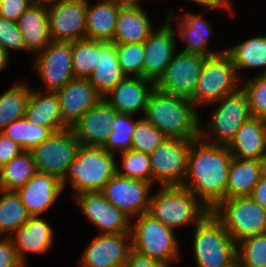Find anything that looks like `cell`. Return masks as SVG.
Segmentation results:
<instances>
[{
	"label": "cell",
	"instance_id": "cell-54",
	"mask_svg": "<svg viewBox=\"0 0 266 267\" xmlns=\"http://www.w3.org/2000/svg\"><path fill=\"white\" fill-rule=\"evenodd\" d=\"M229 267H242L238 261L234 262L232 265Z\"/></svg>",
	"mask_w": 266,
	"mask_h": 267
},
{
	"label": "cell",
	"instance_id": "cell-28",
	"mask_svg": "<svg viewBox=\"0 0 266 267\" xmlns=\"http://www.w3.org/2000/svg\"><path fill=\"white\" fill-rule=\"evenodd\" d=\"M147 14L142 4L122 6L112 42L115 44L143 43L154 30Z\"/></svg>",
	"mask_w": 266,
	"mask_h": 267
},
{
	"label": "cell",
	"instance_id": "cell-33",
	"mask_svg": "<svg viewBox=\"0 0 266 267\" xmlns=\"http://www.w3.org/2000/svg\"><path fill=\"white\" fill-rule=\"evenodd\" d=\"M37 173L31 151H22L0 167V188L17 191Z\"/></svg>",
	"mask_w": 266,
	"mask_h": 267
},
{
	"label": "cell",
	"instance_id": "cell-26",
	"mask_svg": "<svg viewBox=\"0 0 266 267\" xmlns=\"http://www.w3.org/2000/svg\"><path fill=\"white\" fill-rule=\"evenodd\" d=\"M16 23L25 43V51L37 54L52 42L46 2L35 1L32 3Z\"/></svg>",
	"mask_w": 266,
	"mask_h": 267
},
{
	"label": "cell",
	"instance_id": "cell-16",
	"mask_svg": "<svg viewBox=\"0 0 266 267\" xmlns=\"http://www.w3.org/2000/svg\"><path fill=\"white\" fill-rule=\"evenodd\" d=\"M74 197L75 204L85 217L100 229L101 234L131 233V218L100 192H84Z\"/></svg>",
	"mask_w": 266,
	"mask_h": 267
},
{
	"label": "cell",
	"instance_id": "cell-9",
	"mask_svg": "<svg viewBox=\"0 0 266 267\" xmlns=\"http://www.w3.org/2000/svg\"><path fill=\"white\" fill-rule=\"evenodd\" d=\"M215 103H218V106L213 111L209 123L205 125L207 130L203 132L205 128L200 127V137L206 136L209 139L212 136L214 138H211L213 140L209 143L228 145L240 126L252 116L248 97L240 87L237 92L224 96Z\"/></svg>",
	"mask_w": 266,
	"mask_h": 267
},
{
	"label": "cell",
	"instance_id": "cell-11",
	"mask_svg": "<svg viewBox=\"0 0 266 267\" xmlns=\"http://www.w3.org/2000/svg\"><path fill=\"white\" fill-rule=\"evenodd\" d=\"M79 146L71 128L53 133L31 150L37 172L52 174L62 180L76 158Z\"/></svg>",
	"mask_w": 266,
	"mask_h": 267
},
{
	"label": "cell",
	"instance_id": "cell-44",
	"mask_svg": "<svg viewBox=\"0 0 266 267\" xmlns=\"http://www.w3.org/2000/svg\"><path fill=\"white\" fill-rule=\"evenodd\" d=\"M0 45L8 54L12 50H24L25 43L17 23L0 16Z\"/></svg>",
	"mask_w": 266,
	"mask_h": 267
},
{
	"label": "cell",
	"instance_id": "cell-55",
	"mask_svg": "<svg viewBox=\"0 0 266 267\" xmlns=\"http://www.w3.org/2000/svg\"><path fill=\"white\" fill-rule=\"evenodd\" d=\"M34 1H38V2H46V1H49V0H34Z\"/></svg>",
	"mask_w": 266,
	"mask_h": 267
},
{
	"label": "cell",
	"instance_id": "cell-52",
	"mask_svg": "<svg viewBox=\"0 0 266 267\" xmlns=\"http://www.w3.org/2000/svg\"><path fill=\"white\" fill-rule=\"evenodd\" d=\"M110 1L116 4H120L122 6H135V5H140L141 3L139 2L140 0H106Z\"/></svg>",
	"mask_w": 266,
	"mask_h": 267
},
{
	"label": "cell",
	"instance_id": "cell-27",
	"mask_svg": "<svg viewBox=\"0 0 266 267\" xmlns=\"http://www.w3.org/2000/svg\"><path fill=\"white\" fill-rule=\"evenodd\" d=\"M232 157L260 160L266 153V120L251 116L227 145Z\"/></svg>",
	"mask_w": 266,
	"mask_h": 267
},
{
	"label": "cell",
	"instance_id": "cell-32",
	"mask_svg": "<svg viewBox=\"0 0 266 267\" xmlns=\"http://www.w3.org/2000/svg\"><path fill=\"white\" fill-rule=\"evenodd\" d=\"M226 52L232 57L233 65L241 81L243 79L238 72L240 69L264 67L259 74H266V35L236 44L226 49Z\"/></svg>",
	"mask_w": 266,
	"mask_h": 267
},
{
	"label": "cell",
	"instance_id": "cell-23",
	"mask_svg": "<svg viewBox=\"0 0 266 267\" xmlns=\"http://www.w3.org/2000/svg\"><path fill=\"white\" fill-rule=\"evenodd\" d=\"M54 230L40 216H30L28 221L19 226L10 238L18 260L26 266V252L43 254L54 244Z\"/></svg>",
	"mask_w": 266,
	"mask_h": 267
},
{
	"label": "cell",
	"instance_id": "cell-51",
	"mask_svg": "<svg viewBox=\"0 0 266 267\" xmlns=\"http://www.w3.org/2000/svg\"><path fill=\"white\" fill-rule=\"evenodd\" d=\"M9 54L6 50L0 45V71L5 70L7 65H9Z\"/></svg>",
	"mask_w": 266,
	"mask_h": 267
},
{
	"label": "cell",
	"instance_id": "cell-34",
	"mask_svg": "<svg viewBox=\"0 0 266 267\" xmlns=\"http://www.w3.org/2000/svg\"><path fill=\"white\" fill-rule=\"evenodd\" d=\"M0 236L10 237L30 215L16 191L0 190Z\"/></svg>",
	"mask_w": 266,
	"mask_h": 267
},
{
	"label": "cell",
	"instance_id": "cell-36",
	"mask_svg": "<svg viewBox=\"0 0 266 267\" xmlns=\"http://www.w3.org/2000/svg\"><path fill=\"white\" fill-rule=\"evenodd\" d=\"M0 132L14 140L24 151H31L54 133L50 128L32 124L25 117L13 121Z\"/></svg>",
	"mask_w": 266,
	"mask_h": 267
},
{
	"label": "cell",
	"instance_id": "cell-20",
	"mask_svg": "<svg viewBox=\"0 0 266 267\" xmlns=\"http://www.w3.org/2000/svg\"><path fill=\"white\" fill-rule=\"evenodd\" d=\"M116 110L102 99L71 127L80 145L102 147L114 124Z\"/></svg>",
	"mask_w": 266,
	"mask_h": 267
},
{
	"label": "cell",
	"instance_id": "cell-42",
	"mask_svg": "<svg viewBox=\"0 0 266 267\" xmlns=\"http://www.w3.org/2000/svg\"><path fill=\"white\" fill-rule=\"evenodd\" d=\"M117 59L123 73L128 77H143V43L116 44Z\"/></svg>",
	"mask_w": 266,
	"mask_h": 267
},
{
	"label": "cell",
	"instance_id": "cell-45",
	"mask_svg": "<svg viewBox=\"0 0 266 267\" xmlns=\"http://www.w3.org/2000/svg\"><path fill=\"white\" fill-rule=\"evenodd\" d=\"M34 0H0V16L16 22Z\"/></svg>",
	"mask_w": 266,
	"mask_h": 267
},
{
	"label": "cell",
	"instance_id": "cell-39",
	"mask_svg": "<svg viewBox=\"0 0 266 267\" xmlns=\"http://www.w3.org/2000/svg\"><path fill=\"white\" fill-rule=\"evenodd\" d=\"M75 78H88L96 68V40L80 39L71 42Z\"/></svg>",
	"mask_w": 266,
	"mask_h": 267
},
{
	"label": "cell",
	"instance_id": "cell-22",
	"mask_svg": "<svg viewBox=\"0 0 266 267\" xmlns=\"http://www.w3.org/2000/svg\"><path fill=\"white\" fill-rule=\"evenodd\" d=\"M61 180L52 174L37 172L16 192L30 216H40L48 210L63 191Z\"/></svg>",
	"mask_w": 266,
	"mask_h": 267
},
{
	"label": "cell",
	"instance_id": "cell-4",
	"mask_svg": "<svg viewBox=\"0 0 266 267\" xmlns=\"http://www.w3.org/2000/svg\"><path fill=\"white\" fill-rule=\"evenodd\" d=\"M114 156L115 154L102 147L80 145L76 158L70 163L65 177L61 180L63 188L70 177L75 195L100 192L116 174Z\"/></svg>",
	"mask_w": 266,
	"mask_h": 267
},
{
	"label": "cell",
	"instance_id": "cell-24",
	"mask_svg": "<svg viewBox=\"0 0 266 267\" xmlns=\"http://www.w3.org/2000/svg\"><path fill=\"white\" fill-rule=\"evenodd\" d=\"M173 14V11L168 12L166 19L171 24L177 20L176 23H178L179 30H177L178 33L176 32V34L187 44L181 51L205 57L220 53V51L215 52L207 48L209 36L212 34V27L205 18H202V15L185 12L184 15L175 17V14Z\"/></svg>",
	"mask_w": 266,
	"mask_h": 267
},
{
	"label": "cell",
	"instance_id": "cell-8",
	"mask_svg": "<svg viewBox=\"0 0 266 267\" xmlns=\"http://www.w3.org/2000/svg\"><path fill=\"white\" fill-rule=\"evenodd\" d=\"M212 213L236 244L246 237L266 233V210L249 196L224 199Z\"/></svg>",
	"mask_w": 266,
	"mask_h": 267
},
{
	"label": "cell",
	"instance_id": "cell-41",
	"mask_svg": "<svg viewBox=\"0 0 266 267\" xmlns=\"http://www.w3.org/2000/svg\"><path fill=\"white\" fill-rule=\"evenodd\" d=\"M167 137L144 117L137 119L131 150L151 154Z\"/></svg>",
	"mask_w": 266,
	"mask_h": 267
},
{
	"label": "cell",
	"instance_id": "cell-30",
	"mask_svg": "<svg viewBox=\"0 0 266 267\" xmlns=\"http://www.w3.org/2000/svg\"><path fill=\"white\" fill-rule=\"evenodd\" d=\"M122 5L102 0L97 4L87 3L86 38L96 41H112L116 22Z\"/></svg>",
	"mask_w": 266,
	"mask_h": 267
},
{
	"label": "cell",
	"instance_id": "cell-1",
	"mask_svg": "<svg viewBox=\"0 0 266 267\" xmlns=\"http://www.w3.org/2000/svg\"><path fill=\"white\" fill-rule=\"evenodd\" d=\"M232 158L227 145L209 143L201 137L192 140L181 186L188 188L212 212L226 199Z\"/></svg>",
	"mask_w": 266,
	"mask_h": 267
},
{
	"label": "cell",
	"instance_id": "cell-17",
	"mask_svg": "<svg viewBox=\"0 0 266 267\" xmlns=\"http://www.w3.org/2000/svg\"><path fill=\"white\" fill-rule=\"evenodd\" d=\"M96 237L86 247L80 266L123 267L132 251L131 233L100 234Z\"/></svg>",
	"mask_w": 266,
	"mask_h": 267
},
{
	"label": "cell",
	"instance_id": "cell-40",
	"mask_svg": "<svg viewBox=\"0 0 266 267\" xmlns=\"http://www.w3.org/2000/svg\"><path fill=\"white\" fill-rule=\"evenodd\" d=\"M237 261L242 267H266V233L256 234L239 241Z\"/></svg>",
	"mask_w": 266,
	"mask_h": 267
},
{
	"label": "cell",
	"instance_id": "cell-19",
	"mask_svg": "<svg viewBox=\"0 0 266 267\" xmlns=\"http://www.w3.org/2000/svg\"><path fill=\"white\" fill-rule=\"evenodd\" d=\"M56 93L59 98L62 122L68 128H71L85 112L103 99L87 78H74Z\"/></svg>",
	"mask_w": 266,
	"mask_h": 267
},
{
	"label": "cell",
	"instance_id": "cell-5",
	"mask_svg": "<svg viewBox=\"0 0 266 267\" xmlns=\"http://www.w3.org/2000/svg\"><path fill=\"white\" fill-rule=\"evenodd\" d=\"M193 232L197 267H229L237 261V244L211 211L194 226Z\"/></svg>",
	"mask_w": 266,
	"mask_h": 267
},
{
	"label": "cell",
	"instance_id": "cell-21",
	"mask_svg": "<svg viewBox=\"0 0 266 267\" xmlns=\"http://www.w3.org/2000/svg\"><path fill=\"white\" fill-rule=\"evenodd\" d=\"M154 88L151 80L126 76L103 99L119 113L136 115L139 111L143 117L148 97Z\"/></svg>",
	"mask_w": 266,
	"mask_h": 267
},
{
	"label": "cell",
	"instance_id": "cell-29",
	"mask_svg": "<svg viewBox=\"0 0 266 267\" xmlns=\"http://www.w3.org/2000/svg\"><path fill=\"white\" fill-rule=\"evenodd\" d=\"M32 124L50 128L54 133L67 129L62 122L59 98L56 92L31 90L25 116Z\"/></svg>",
	"mask_w": 266,
	"mask_h": 267
},
{
	"label": "cell",
	"instance_id": "cell-3",
	"mask_svg": "<svg viewBox=\"0 0 266 267\" xmlns=\"http://www.w3.org/2000/svg\"><path fill=\"white\" fill-rule=\"evenodd\" d=\"M151 195L148 213L166 227L196 226L210 210L188 189L181 185L161 186Z\"/></svg>",
	"mask_w": 266,
	"mask_h": 267
},
{
	"label": "cell",
	"instance_id": "cell-2",
	"mask_svg": "<svg viewBox=\"0 0 266 267\" xmlns=\"http://www.w3.org/2000/svg\"><path fill=\"white\" fill-rule=\"evenodd\" d=\"M195 105L187 98L166 94L154 88L144 118L167 138L194 140L200 137L201 121Z\"/></svg>",
	"mask_w": 266,
	"mask_h": 267
},
{
	"label": "cell",
	"instance_id": "cell-50",
	"mask_svg": "<svg viewBox=\"0 0 266 267\" xmlns=\"http://www.w3.org/2000/svg\"><path fill=\"white\" fill-rule=\"evenodd\" d=\"M190 1H193L196 4H200L202 6H206L208 7L209 10L215 8L221 9L223 7L233 15L231 0H190Z\"/></svg>",
	"mask_w": 266,
	"mask_h": 267
},
{
	"label": "cell",
	"instance_id": "cell-47",
	"mask_svg": "<svg viewBox=\"0 0 266 267\" xmlns=\"http://www.w3.org/2000/svg\"><path fill=\"white\" fill-rule=\"evenodd\" d=\"M24 151L14 140L0 132V167Z\"/></svg>",
	"mask_w": 266,
	"mask_h": 267
},
{
	"label": "cell",
	"instance_id": "cell-31",
	"mask_svg": "<svg viewBox=\"0 0 266 267\" xmlns=\"http://www.w3.org/2000/svg\"><path fill=\"white\" fill-rule=\"evenodd\" d=\"M261 177L260 160L233 157L229 166L226 199L249 196Z\"/></svg>",
	"mask_w": 266,
	"mask_h": 267
},
{
	"label": "cell",
	"instance_id": "cell-53",
	"mask_svg": "<svg viewBox=\"0 0 266 267\" xmlns=\"http://www.w3.org/2000/svg\"><path fill=\"white\" fill-rule=\"evenodd\" d=\"M260 164H261V175H262V178L266 179V153L260 159Z\"/></svg>",
	"mask_w": 266,
	"mask_h": 267
},
{
	"label": "cell",
	"instance_id": "cell-38",
	"mask_svg": "<svg viewBox=\"0 0 266 267\" xmlns=\"http://www.w3.org/2000/svg\"><path fill=\"white\" fill-rule=\"evenodd\" d=\"M121 166L116 162V174L126 178L140 179L152 183L149 154L128 150L121 152ZM120 167V168H119Z\"/></svg>",
	"mask_w": 266,
	"mask_h": 267
},
{
	"label": "cell",
	"instance_id": "cell-18",
	"mask_svg": "<svg viewBox=\"0 0 266 267\" xmlns=\"http://www.w3.org/2000/svg\"><path fill=\"white\" fill-rule=\"evenodd\" d=\"M143 42V78L156 82L175 55L176 41L173 25L168 21Z\"/></svg>",
	"mask_w": 266,
	"mask_h": 267
},
{
	"label": "cell",
	"instance_id": "cell-25",
	"mask_svg": "<svg viewBox=\"0 0 266 267\" xmlns=\"http://www.w3.org/2000/svg\"><path fill=\"white\" fill-rule=\"evenodd\" d=\"M125 77L117 59L116 44L96 41V68L87 78L90 85L104 97Z\"/></svg>",
	"mask_w": 266,
	"mask_h": 267
},
{
	"label": "cell",
	"instance_id": "cell-15",
	"mask_svg": "<svg viewBox=\"0 0 266 267\" xmlns=\"http://www.w3.org/2000/svg\"><path fill=\"white\" fill-rule=\"evenodd\" d=\"M34 70L46 86V91L56 92L75 78L71 42L52 41L37 53Z\"/></svg>",
	"mask_w": 266,
	"mask_h": 267
},
{
	"label": "cell",
	"instance_id": "cell-37",
	"mask_svg": "<svg viewBox=\"0 0 266 267\" xmlns=\"http://www.w3.org/2000/svg\"><path fill=\"white\" fill-rule=\"evenodd\" d=\"M134 115L119 113L116 111L114 124L111 126V133L102 146L110 153L124 152L131 149L132 136L135 130L136 121Z\"/></svg>",
	"mask_w": 266,
	"mask_h": 267
},
{
	"label": "cell",
	"instance_id": "cell-6",
	"mask_svg": "<svg viewBox=\"0 0 266 267\" xmlns=\"http://www.w3.org/2000/svg\"><path fill=\"white\" fill-rule=\"evenodd\" d=\"M131 225L132 250L142 256L153 258L166 267L179 260L178 240L173 229L166 227L148 212L136 216Z\"/></svg>",
	"mask_w": 266,
	"mask_h": 267
},
{
	"label": "cell",
	"instance_id": "cell-46",
	"mask_svg": "<svg viewBox=\"0 0 266 267\" xmlns=\"http://www.w3.org/2000/svg\"><path fill=\"white\" fill-rule=\"evenodd\" d=\"M0 267H24L18 260L10 237L0 236Z\"/></svg>",
	"mask_w": 266,
	"mask_h": 267
},
{
	"label": "cell",
	"instance_id": "cell-14",
	"mask_svg": "<svg viewBox=\"0 0 266 267\" xmlns=\"http://www.w3.org/2000/svg\"><path fill=\"white\" fill-rule=\"evenodd\" d=\"M152 183L115 174L100 193L131 220L148 212Z\"/></svg>",
	"mask_w": 266,
	"mask_h": 267
},
{
	"label": "cell",
	"instance_id": "cell-10",
	"mask_svg": "<svg viewBox=\"0 0 266 267\" xmlns=\"http://www.w3.org/2000/svg\"><path fill=\"white\" fill-rule=\"evenodd\" d=\"M192 140L166 138L151 154L152 183L159 186L182 185L188 166Z\"/></svg>",
	"mask_w": 266,
	"mask_h": 267
},
{
	"label": "cell",
	"instance_id": "cell-43",
	"mask_svg": "<svg viewBox=\"0 0 266 267\" xmlns=\"http://www.w3.org/2000/svg\"><path fill=\"white\" fill-rule=\"evenodd\" d=\"M241 88L249 101L250 112L254 117L266 120V74H256L248 82L241 81Z\"/></svg>",
	"mask_w": 266,
	"mask_h": 267
},
{
	"label": "cell",
	"instance_id": "cell-13",
	"mask_svg": "<svg viewBox=\"0 0 266 267\" xmlns=\"http://www.w3.org/2000/svg\"><path fill=\"white\" fill-rule=\"evenodd\" d=\"M205 56L180 51L175 54L160 78L155 89L166 94L190 99L193 96Z\"/></svg>",
	"mask_w": 266,
	"mask_h": 267
},
{
	"label": "cell",
	"instance_id": "cell-35",
	"mask_svg": "<svg viewBox=\"0 0 266 267\" xmlns=\"http://www.w3.org/2000/svg\"><path fill=\"white\" fill-rule=\"evenodd\" d=\"M30 93V86L21 82L0 95V131L13 121L25 116Z\"/></svg>",
	"mask_w": 266,
	"mask_h": 267
},
{
	"label": "cell",
	"instance_id": "cell-7",
	"mask_svg": "<svg viewBox=\"0 0 266 267\" xmlns=\"http://www.w3.org/2000/svg\"><path fill=\"white\" fill-rule=\"evenodd\" d=\"M241 80L232 57L225 50L206 57L193 96L189 99L195 107L213 104L224 96L237 92Z\"/></svg>",
	"mask_w": 266,
	"mask_h": 267
},
{
	"label": "cell",
	"instance_id": "cell-48",
	"mask_svg": "<svg viewBox=\"0 0 266 267\" xmlns=\"http://www.w3.org/2000/svg\"><path fill=\"white\" fill-rule=\"evenodd\" d=\"M123 267H166V266L153 258L142 256L132 250Z\"/></svg>",
	"mask_w": 266,
	"mask_h": 267
},
{
	"label": "cell",
	"instance_id": "cell-12",
	"mask_svg": "<svg viewBox=\"0 0 266 267\" xmlns=\"http://www.w3.org/2000/svg\"><path fill=\"white\" fill-rule=\"evenodd\" d=\"M47 19L55 42H74L86 38L88 0H49Z\"/></svg>",
	"mask_w": 266,
	"mask_h": 267
},
{
	"label": "cell",
	"instance_id": "cell-49",
	"mask_svg": "<svg viewBox=\"0 0 266 267\" xmlns=\"http://www.w3.org/2000/svg\"><path fill=\"white\" fill-rule=\"evenodd\" d=\"M249 197L266 210V179L262 178L254 186Z\"/></svg>",
	"mask_w": 266,
	"mask_h": 267
}]
</instances>
